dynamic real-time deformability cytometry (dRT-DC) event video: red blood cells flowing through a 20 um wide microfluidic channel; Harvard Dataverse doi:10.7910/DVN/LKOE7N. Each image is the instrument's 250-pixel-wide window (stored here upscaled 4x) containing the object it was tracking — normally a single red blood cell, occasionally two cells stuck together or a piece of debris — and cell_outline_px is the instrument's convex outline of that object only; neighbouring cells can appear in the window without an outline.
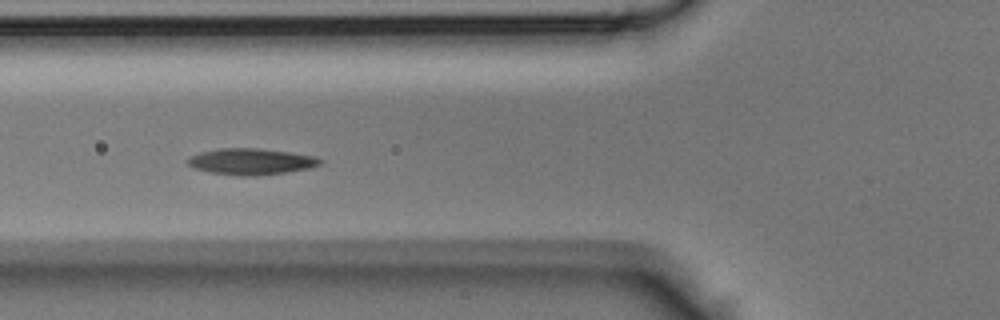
{"species": "Egyptian fruit bat (a non-hibernating species)", "species_latin": "Rousettus aegyptiacus", "temperature_condition": "room temperature", "stored_images_in_passage": 44, "camera_frame_rate_fps": 3000, "um_per_image_px": 0.085, "animal": {"sex": "male"}, "frame": {"image": 1, "passage_image": 16, "time_ms": 5.0, "image_size_px": [1000, 320], "cell_outline_px": [[320, 164], [308, 168], [284, 172], [256, 176], [240, 176], [212, 172], [196, 168], [188, 164], [184, 160], [200, 152], [220, 148], [256, 148], [288, 152], [312, 156], [320, 160]], "centroid_in_image_um": [21.28, 13.73], "position_along_channel_um": 104.5, "area_um2": 19.83}}
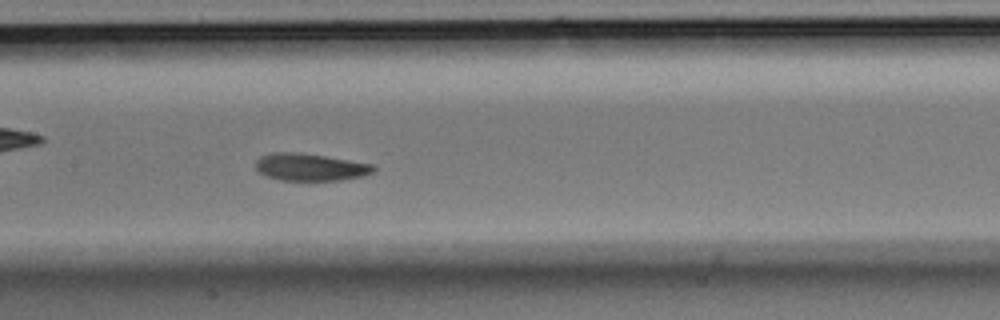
{"frame": {"image": 2, "passage_image": 21, "time_ms": 6.667, "image_size_px": [1000, 320], "cell_outline_px": [[376, 168], [372, 172], [360, 176], [340, 180], [280, 180], [256, 172], [256, 160], [260, 156], [272, 152], [300, 152], [376, 164]], "centroid_in_image_um": [26.35, 14.19], "position_along_channel_um": 181.0, "area_um2": 18.84}}
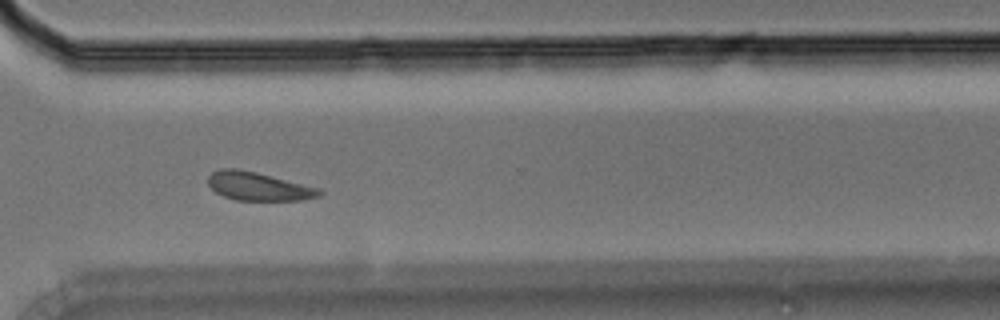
{"frame": {"image": 3, "passage_image": 32, "time_ms": 10.333, "image_size_px": [1000, 320], "cell_outline_px": [[324, 192], [320, 196], [304, 200], [236, 200], [224, 196], [216, 192], [208, 184], [208, 176], [212, 172], [220, 168], [236, 168], [256, 172], [320, 188]], "centroid_in_image_um": [21.98, 15.84], "position_along_channel_um": 348.6, "area_um2": 18.44}}